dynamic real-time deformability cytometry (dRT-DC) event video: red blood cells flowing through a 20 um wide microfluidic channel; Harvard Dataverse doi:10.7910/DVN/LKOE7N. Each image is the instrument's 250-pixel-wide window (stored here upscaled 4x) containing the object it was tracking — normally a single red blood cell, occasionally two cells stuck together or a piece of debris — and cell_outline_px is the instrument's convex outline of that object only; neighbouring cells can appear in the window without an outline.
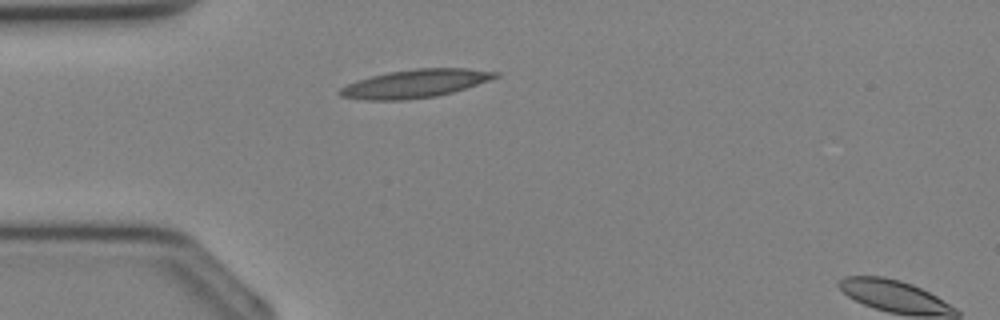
{"species": "Egyptian fruit bat (a non-hibernating species)", "species_latin": "Rousettus aegyptiacus", "temperature_condition": "cold", "stored_images_in_passage": 24, "camera_frame_rate_fps": 3000, "um_per_image_px": 0.085, "animal": {"sex": "female"}, "frame": {"image": 1, "passage_image": 2, "time_ms": 0.333, "image_size_px": [1000, 320], "cell_outline_px": [[500, 76], [452, 92], [436, 96], [404, 100], [364, 100], [340, 96], [340, 88], [348, 84], [372, 76], [388, 72], [416, 68], [468, 68], [500, 72]], "centroid_in_image_um": [35.31, 7.1], "position_along_channel_um": 49.7, "area_um2": 25.26}}
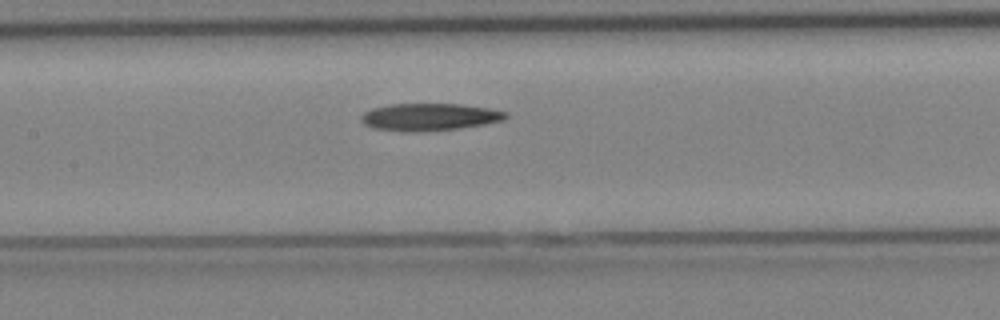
{"frame": {"image": 2, "passage_image": 9, "time_ms": 2.667, "image_size_px": [1000, 320], "cell_outline_px": [[508, 116], [504, 120], [484, 124], [460, 128], [424, 132], [400, 132], [372, 128], [364, 124], [360, 120], [360, 116], [364, 112], [372, 108], [392, 104], [460, 104], [488, 108], [508, 112]], "centroid_in_image_um": [36.47, 9.96], "position_along_channel_um": 170.9, "area_um2": 23.29}}
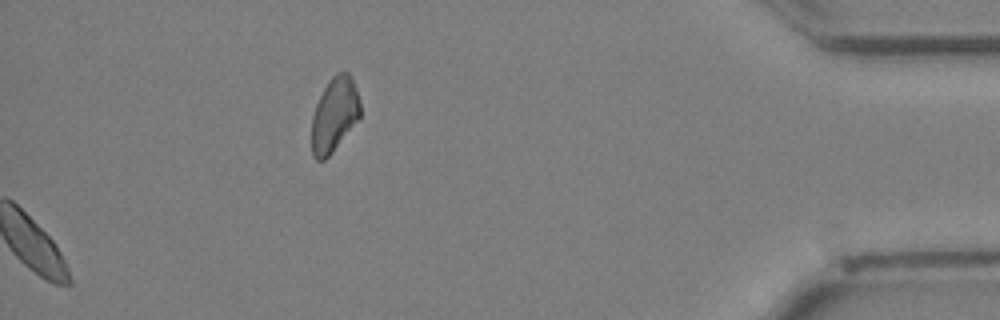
{"frame": {"image": 3, "passage_image": 24, "time_ms": 7.667, "image_size_px": [1000, 320], "cell_outline_px": [[360, 116], [332, 152], [324, 160], [316, 160], [312, 156], [312, 116], [316, 104], [328, 80], [332, 76], [340, 72], [348, 72], [352, 80], [360, 104]], "centroid_in_image_um": [28.39, 9.76], "position_along_channel_um": 406.8, "area_um2": 20.58}}